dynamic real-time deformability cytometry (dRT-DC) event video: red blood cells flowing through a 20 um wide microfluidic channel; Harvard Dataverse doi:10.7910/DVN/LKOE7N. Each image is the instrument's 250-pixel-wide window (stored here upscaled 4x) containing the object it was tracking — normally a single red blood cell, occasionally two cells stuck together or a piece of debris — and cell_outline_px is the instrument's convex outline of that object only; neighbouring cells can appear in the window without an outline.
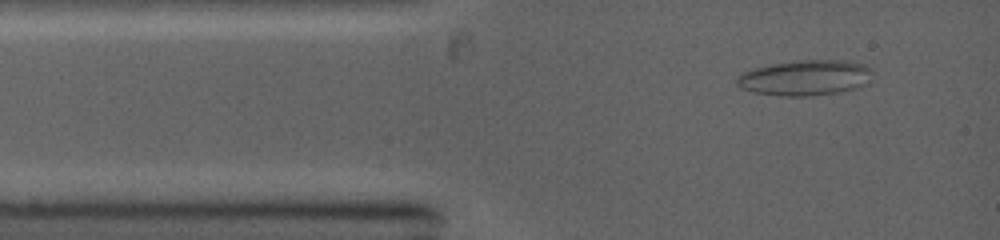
{"species": "common noctule bat (a hibernating species)", "species_latin": "Nyctalus noctula", "temperature_condition": "warm", "stored_images_in_passage": 4, "camera_frame_rate_fps": 5000, "um_per_image_px": 0.085, "animal": {"sex": "female", "body_mass_g": 19.0, "forearm_length_mm": 53.3}, "frame": {"image": 1, "passage_image": 2, "time_ms": 0.8, "image_size_px": [1000, 240], "cell_outline_px": [[872, 80], [868, 84], [856, 88], [836, 92], [808, 96], [780, 96], [752, 92], [740, 88], [736, 84], [736, 76], [744, 72], [756, 68], [772, 64], [796, 60], [848, 60], [864, 64], [872, 68]], "centroid_in_image_um": [68.47, 6.61], "position_along_channel_um": 16.5, "area_um2": 28.32}}